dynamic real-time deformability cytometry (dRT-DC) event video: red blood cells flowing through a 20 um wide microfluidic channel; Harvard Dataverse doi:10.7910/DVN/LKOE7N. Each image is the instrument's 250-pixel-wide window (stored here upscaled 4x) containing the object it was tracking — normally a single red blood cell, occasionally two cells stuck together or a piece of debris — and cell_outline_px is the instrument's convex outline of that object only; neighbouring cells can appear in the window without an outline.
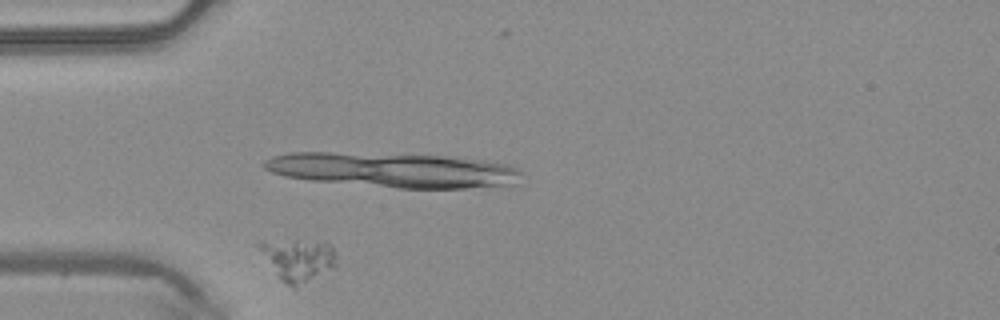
{"species": "common noctule bat (a hibernating species)", "species_latin": "Nyctalus noctula", "temperature_condition": "warm", "stored_images_in_passage": 15, "camera_frame_rate_fps": 3000, "um_per_image_px": 0.085, "animal": {"sex": "male", "body_mass_g": 20.4}, "frame": {"image": 1, "passage_image": 7, "time_ms": 2.0, "image_size_px": [1000, 320], "cell_outline_px": [[336, 264], [296, 288], [292, 288], [280, 276], [256, 244], [256, 240], [328, 240], [336, 256]], "centroid_in_image_um": [25.36, 21.99], "position_along_channel_um": 59.6, "area_um2": 18.44}}